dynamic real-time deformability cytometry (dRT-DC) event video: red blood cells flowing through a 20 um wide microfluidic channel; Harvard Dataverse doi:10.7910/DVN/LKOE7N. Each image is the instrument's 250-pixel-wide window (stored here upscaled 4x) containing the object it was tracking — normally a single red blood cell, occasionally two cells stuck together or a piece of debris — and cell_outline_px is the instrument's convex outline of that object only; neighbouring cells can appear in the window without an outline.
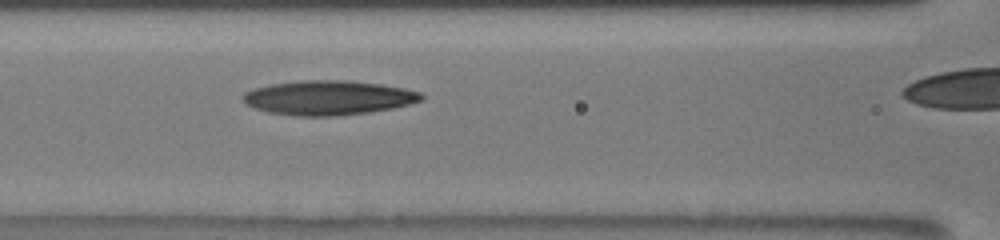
{"species": "human", "species_latin": "Homo sapiens", "temperature_condition": "room temperature", "stored_images_in_passage": 5, "camera_frame_rate_fps": 3000, "um_per_image_px": 0.085, "donor": {"sex": "male"}, "frame": {"image": 1, "passage_image": 4, "time_ms": 2.667, "image_size_px": [1000, 240], "cell_outline_px": [[424, 100], [392, 108], [368, 112], [336, 116], [296, 116], [268, 112], [256, 108], [248, 104], [240, 96], [244, 92], [252, 88], [272, 84], [300, 80], [348, 80], [380, 84], [404, 88], [420, 92], [424, 96]], "centroid_in_image_um": [27.9, 8.3], "position_along_channel_um": 138.7, "area_um2": 35.84}}